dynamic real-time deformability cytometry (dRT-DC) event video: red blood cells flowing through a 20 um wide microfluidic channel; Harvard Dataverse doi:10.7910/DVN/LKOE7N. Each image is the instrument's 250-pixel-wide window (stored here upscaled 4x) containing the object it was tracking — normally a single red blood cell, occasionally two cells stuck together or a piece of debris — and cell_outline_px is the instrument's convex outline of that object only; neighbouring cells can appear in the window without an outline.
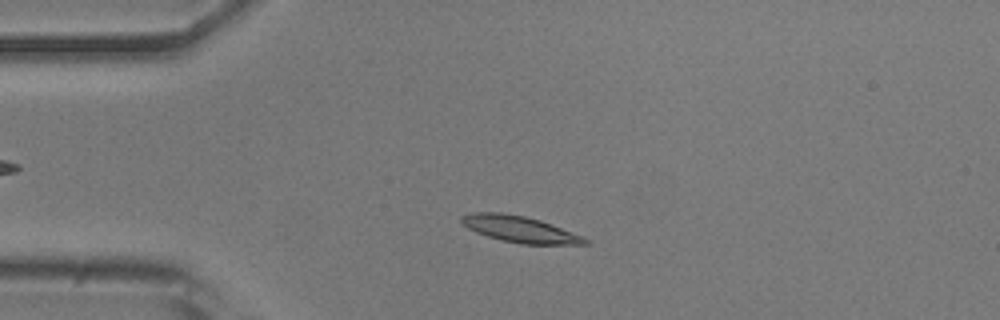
{"species": "common noctule bat (a hibernating species)", "species_latin": "Nyctalus noctula", "temperature_condition": "room temperature", "stored_images_in_passage": 50, "camera_frame_rate_fps": 3000, "um_per_image_px": 0.085, "animal": {"sex": "male", "body_mass_g": 20.5, "forearm_length_mm": 52.5}, "frame": {"image": 1, "passage_image": 9, "time_ms": 2.667, "image_size_px": [1000, 320], "cell_outline_px": [[592, 244], [520, 244], [500, 240], [476, 232], [468, 228], [460, 220], [460, 216], [472, 212], [500, 212], [524, 216], [540, 220], [584, 236]], "centroid_in_image_um": [44.19, 19.48], "position_along_channel_um": 40.8, "area_um2": 18.96}}
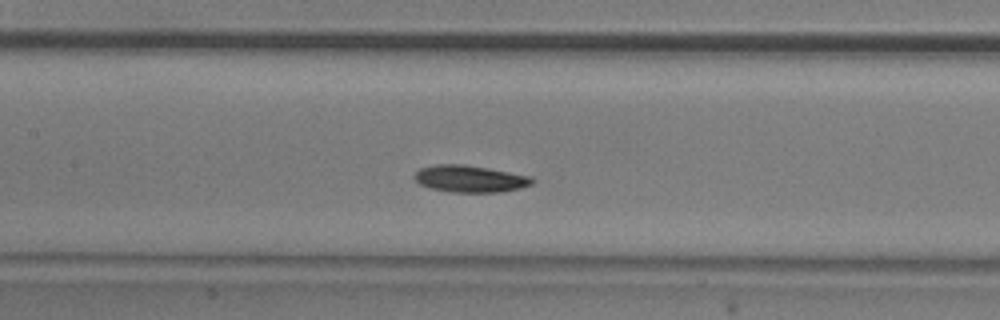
{"frame": {"image": 2, "passage_image": 21, "time_ms": 6.667, "image_size_px": [1000, 320], "cell_outline_px": [[536, 180], [532, 184], [520, 188], [500, 192], [452, 192], [432, 188], [420, 184], [412, 176], [420, 168], [436, 164], [464, 164], [488, 168], [532, 176]], "centroid_in_image_um": [39.97, 15.19], "position_along_channel_um": 167.4, "area_um2": 18.5}}
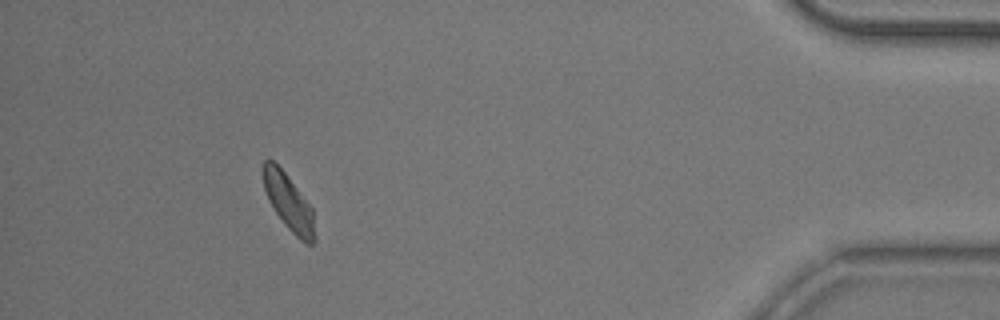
{"frame": {"image": 3, "passage_image": 45, "time_ms": 14.667, "image_size_px": [1000, 320], "cell_outline_px": [[316, 240], [312, 244], [308, 244], [300, 240], [288, 228], [276, 212], [268, 200], [264, 188], [264, 160], [272, 160], [284, 172], [312, 208], [316, 236]], "centroid_in_image_um": [24.57, 17.26], "position_along_channel_um": 410.6, "area_um2": 16.42}, "authors_computed_cell_mechanics": {"area_um2": 18.0336, "velocity_mm_per_s": 3.7845, "shape_relaxation_time_tau1_ms": 3.433, "shape_relaxation_time_tau2_ms": null, "deformation_change_tau1": 0.1085, "deformation_change_tau2": null}}